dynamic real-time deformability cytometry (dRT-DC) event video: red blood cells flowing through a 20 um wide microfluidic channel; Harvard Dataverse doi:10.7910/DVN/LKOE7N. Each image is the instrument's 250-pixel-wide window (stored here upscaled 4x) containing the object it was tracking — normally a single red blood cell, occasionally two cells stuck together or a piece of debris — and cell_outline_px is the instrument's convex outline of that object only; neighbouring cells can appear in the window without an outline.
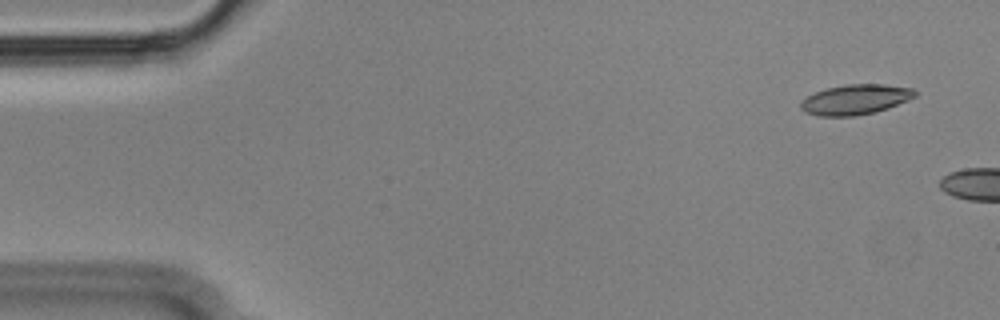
{"species": "Egyptian fruit bat (a non-hibernating species)", "species_latin": "Rousettus aegyptiacus", "temperature_condition": "cold", "stored_images_in_passage": 6, "camera_frame_rate_fps": 3000, "um_per_image_px": 0.085, "animal": {"sex": "male"}, "frame": {"image": 1, "passage_image": 3, "time_ms": 0.667, "image_size_px": [1000, 320], "cell_outline_px": [[916, 96], [908, 100], [888, 108], [856, 116], [816, 116], [804, 112], [800, 108], [800, 104], [808, 96], [816, 92], [828, 88], [848, 84], [884, 84], [912, 88], [916, 92]], "centroid_in_image_um": [72.71, 8.46], "position_along_channel_um": 12.3, "area_um2": 19.88}}